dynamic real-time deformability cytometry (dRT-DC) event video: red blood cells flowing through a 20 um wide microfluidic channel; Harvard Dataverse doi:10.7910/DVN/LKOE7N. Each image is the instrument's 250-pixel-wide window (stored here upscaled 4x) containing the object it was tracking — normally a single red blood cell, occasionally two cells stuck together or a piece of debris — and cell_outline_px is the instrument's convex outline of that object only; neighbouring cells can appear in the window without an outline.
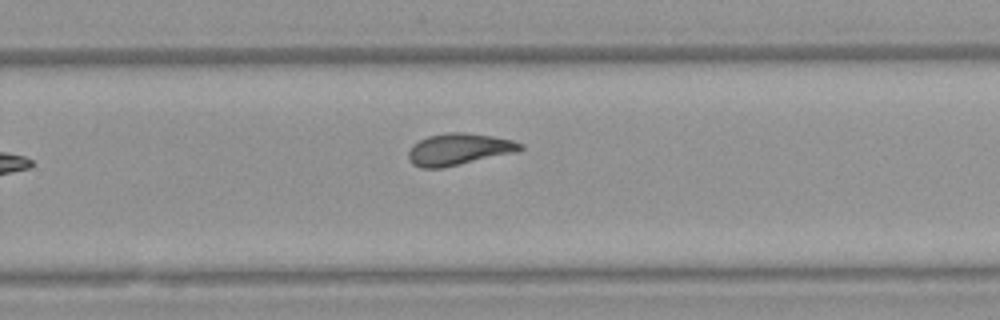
{"species": "Egyptian fruit bat (a non-hibernating species)", "species_latin": "Rousettus aegyptiacus", "temperature_condition": "warm", "stored_images_in_passage": 9, "camera_frame_rate_fps": 3000, "um_per_image_px": 0.085, "animal": {"sex": "female"}, "frame": {"image": 1, "passage_image": 9, "time_ms": 11.0, "image_size_px": [1000, 320], "cell_outline_px": [[524, 148], [516, 152], [444, 168], [420, 168], [412, 164], [408, 160], [408, 152], [412, 144], [428, 136], [448, 132], [464, 132], [492, 136], [512, 140], [524, 144]], "centroid_in_image_um": [38.98, 12.69], "position_along_channel_um": 290.8, "area_um2": 20.87}}